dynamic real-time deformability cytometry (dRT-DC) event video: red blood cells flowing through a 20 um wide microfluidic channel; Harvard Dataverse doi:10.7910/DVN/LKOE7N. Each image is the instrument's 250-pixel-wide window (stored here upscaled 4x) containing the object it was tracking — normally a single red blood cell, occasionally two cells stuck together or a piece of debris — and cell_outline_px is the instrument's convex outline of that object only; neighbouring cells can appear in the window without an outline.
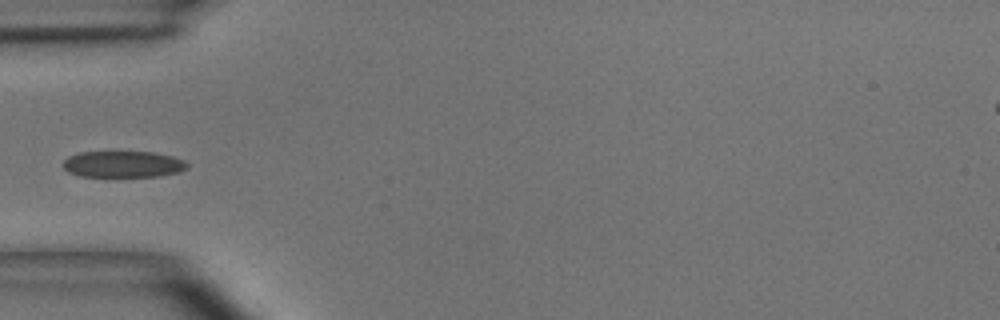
{"species": "common noctule bat (a hibernating species)", "species_latin": "Nyctalus noctula", "temperature_condition": "room temperature", "stored_images_in_passage": 3, "camera_frame_rate_fps": 3000, "um_per_image_px": 0.085, "animal": {"sex": "male", "body_mass_g": 15.6}, "frame": {"image": 1, "passage_image": 3, "time_ms": 0.667, "image_size_px": [1000, 320], "cell_outline_px": [[188, 168], [180, 172], [160, 176], [80, 176], [68, 172], [64, 168], [64, 160], [68, 156], [80, 152], [152, 152], [172, 156], [184, 160], [188, 164]], "centroid_in_image_um": [10.49, 13.96], "position_along_channel_um": 74.5, "area_um2": 19.07}}